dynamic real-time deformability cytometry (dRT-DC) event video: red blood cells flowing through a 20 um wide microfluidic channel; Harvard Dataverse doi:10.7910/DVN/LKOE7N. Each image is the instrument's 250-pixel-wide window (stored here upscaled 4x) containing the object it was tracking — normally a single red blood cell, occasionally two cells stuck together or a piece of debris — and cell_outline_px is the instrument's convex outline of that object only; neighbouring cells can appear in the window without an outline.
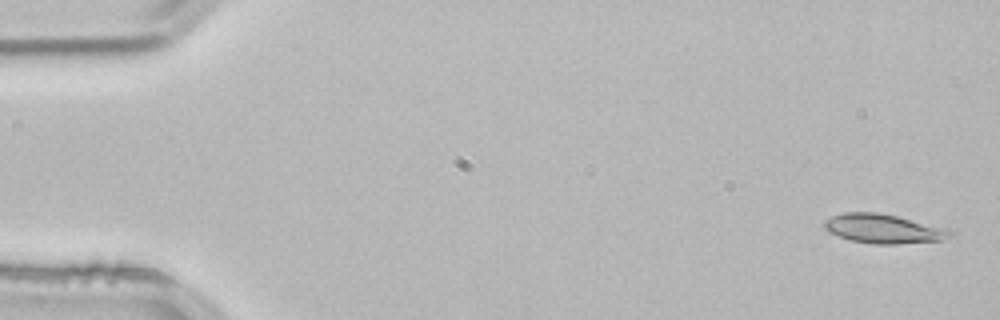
{"species": "common noctule bat (a hibernating species)", "species_latin": "Nyctalus noctula", "temperature_condition": "room temperature", "stored_images_in_passage": 52, "camera_frame_rate_fps": 3000, "um_per_image_px": 0.085, "animal": {"sex": "male", "body_mass_g": 21.5, "forearm_length_mm": 52.0}, "frame": {"image": 1, "passage_image": 1, "time_ms": 0.0, "image_size_px": [1000, 320], "cell_outline_px": [[956, 232], [952, 236], [940, 240], [896, 244], [876, 244], [852, 240], [828, 232], [824, 228], [824, 220], [832, 216], [844, 212], [880, 212], [948, 228]], "centroid_in_image_um": [75.12, 19.43], "position_along_channel_um": 9.9, "area_um2": 21.44}}
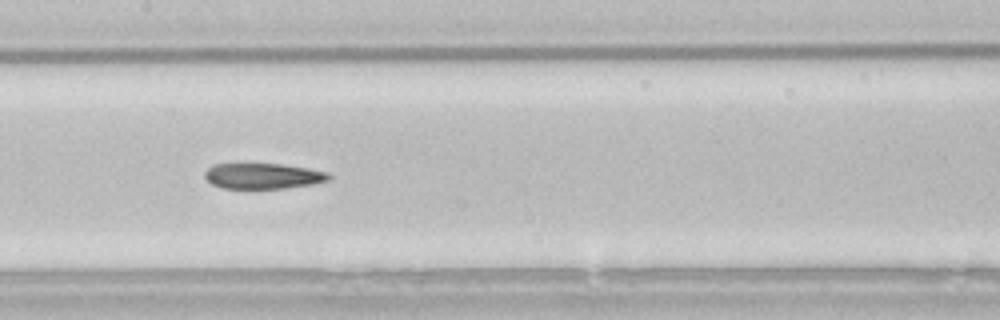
{"frame": {"image": 2, "passage_image": 25, "time_ms": 8.0, "image_size_px": [1000, 320], "cell_outline_px": [[332, 176], [328, 180], [312, 184], [284, 188], [220, 188], [212, 184], [204, 176], [204, 172], [208, 168], [216, 164], [280, 164], [308, 168], [328, 172]], "centroid_in_image_um": [22.36, 14.96], "position_along_channel_um": 185.0, "area_um2": 18.38}}
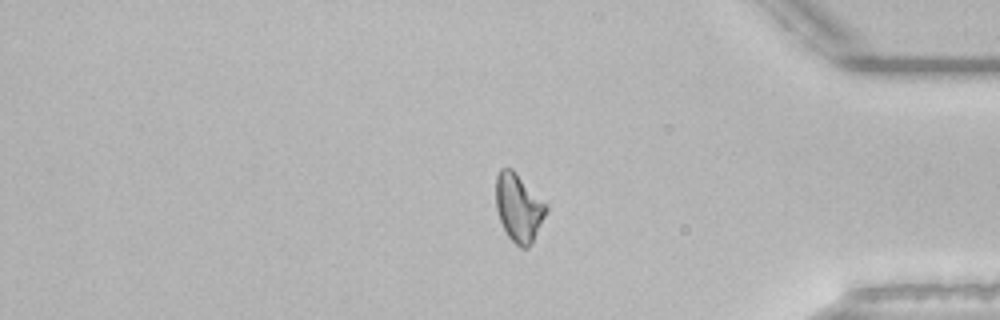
{"frame": {"image": 3, "passage_image": 43, "time_ms": 14.0, "image_size_px": [1000, 320], "cell_outline_px": [[548, 208], [532, 244], [528, 248], [520, 248], [508, 236], [500, 220], [496, 208], [496, 176], [500, 168], [512, 168], [548, 204]], "centroid_in_image_um": [44.1, 17.64], "position_along_channel_um": 391.1, "area_um2": 20.0}, "authors_computed_cell_mechanics": {"area_um2": 20.0277, "velocity_mm_per_s": 3.8424, "shape_relaxation_time_tau1_ms": null, "shape_relaxation_time_tau2_ms": 3.9263, "deformation_change_tau1": null, "deformation_change_tau2": 0.1025}}